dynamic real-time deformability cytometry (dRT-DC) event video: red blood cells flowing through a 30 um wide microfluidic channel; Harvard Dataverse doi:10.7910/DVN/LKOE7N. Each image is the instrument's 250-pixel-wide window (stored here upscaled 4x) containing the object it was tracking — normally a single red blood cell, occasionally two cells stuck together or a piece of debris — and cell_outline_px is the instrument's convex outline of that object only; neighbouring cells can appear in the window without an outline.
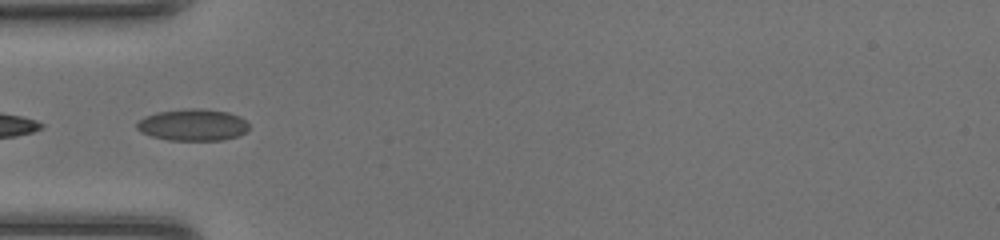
{"species": "common noctule bat (a hibernating species)", "species_latin": "Nyctalus noctula", "temperature_condition": "room temperature", "stored_images_in_passage": 18, "camera_frame_rate_fps": 3000, "um_per_image_px": 0.085, "animal": {"sex": "female", "body_mass_g": 20.0, "forearm_length_mm": 54.0}, "frame": {"image": 1, "passage_image": 16, "time_ms": 5.0, "image_size_px": [1000, 240], "cell_outline_px": [[248, 128], [244, 132], [236, 136], [224, 140], [168, 140], [152, 136], [140, 132], [136, 128], [136, 124], [144, 116], [156, 112], [184, 108], [200, 108], [228, 112], [240, 116], [248, 124]], "centroid_in_image_um": [16.35, 10.6], "position_along_channel_um": 68.6, "area_um2": 20.81}}